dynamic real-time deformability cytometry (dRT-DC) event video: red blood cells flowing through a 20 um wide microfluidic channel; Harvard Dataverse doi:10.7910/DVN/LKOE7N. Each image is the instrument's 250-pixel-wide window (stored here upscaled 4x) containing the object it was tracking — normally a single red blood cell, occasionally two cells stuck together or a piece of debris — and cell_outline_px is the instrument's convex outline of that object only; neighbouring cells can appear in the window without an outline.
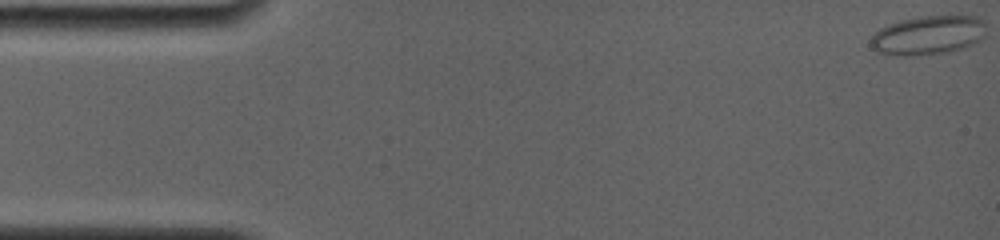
{"species": "common noctule bat (a hibernating species)", "species_latin": "Nyctalus noctula", "temperature_condition": "room temperature", "stored_images_in_passage": 52, "camera_frame_rate_fps": 4000, "um_per_image_px": 0.085, "animal": {"sex": "female", "body_mass_g": 19.0, "forearm_length_mm": 56.7}, "frame": {"image": 1, "passage_image": 1, "time_ms": 0.0, "image_size_px": [1000, 240], "cell_outline_px": [[984, 24], [980, 36], [972, 44], [948, 52], [912, 56], [896, 56], [880, 52], [872, 48], [868, 44], [872, 36], [880, 28], [888, 24], [900, 20], [920, 16], [976, 16], [984, 20]], "centroid_in_image_um": [78.79, 2.99], "position_along_channel_um": 6.2, "area_um2": 25.95}}
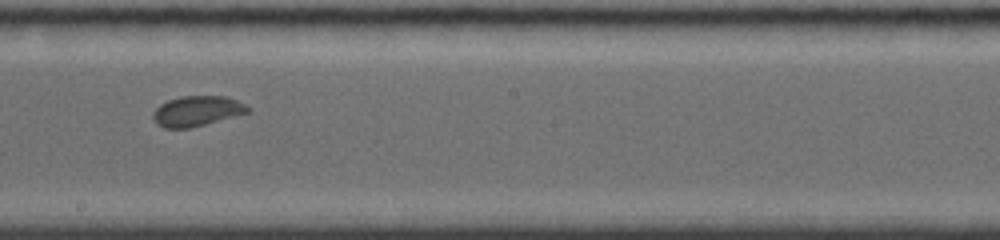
{"frame": {"image": 2, "passage_image": 32, "time_ms": 9.25, "image_size_px": [1000, 240], "cell_outline_px": [[248, 112], [204, 124], [188, 128], [164, 128], [156, 124], [152, 116], [152, 112], [160, 104], [168, 100], [180, 96], [224, 96], [236, 100], [244, 104], [248, 108]], "centroid_in_image_um": [16.66, 9.43], "position_along_channel_um": 231.5, "area_um2": 16.42}}
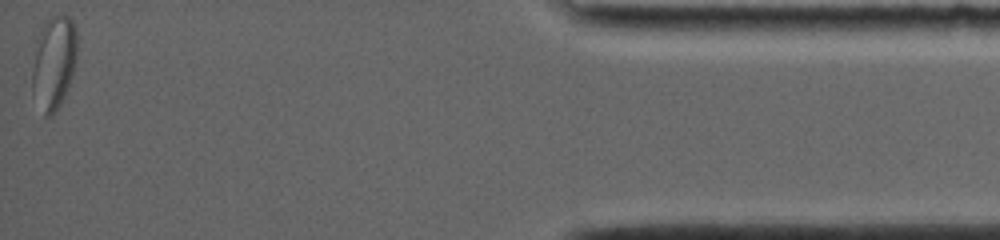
{"frame": {"image": 3, "passage_image": 52, "time_ms": 16.25, "image_size_px": [1000, 240], "cell_outline_px": [[76, 56], [72, 72], [64, 96], [60, 104], [48, 116], [44, 116], [32, 92], [32, 68], [44, 20], [52, 16], [68, 16], [72, 20], [76, 28]], "centroid_in_image_um": [4.57, 5.3], "position_along_channel_um": 430.6, "area_um2": 23.58}, "authors_computed_cell_mechanics": {"area_um2": 17.2822, "velocity_mm_per_s": 3.8268, "shape_relaxation_time_tau1_ms": 5.5222, "shape_relaxation_time_tau2_ms": null, "deformation_change_tau1": 0.0908, "deformation_change_tau2": null}}